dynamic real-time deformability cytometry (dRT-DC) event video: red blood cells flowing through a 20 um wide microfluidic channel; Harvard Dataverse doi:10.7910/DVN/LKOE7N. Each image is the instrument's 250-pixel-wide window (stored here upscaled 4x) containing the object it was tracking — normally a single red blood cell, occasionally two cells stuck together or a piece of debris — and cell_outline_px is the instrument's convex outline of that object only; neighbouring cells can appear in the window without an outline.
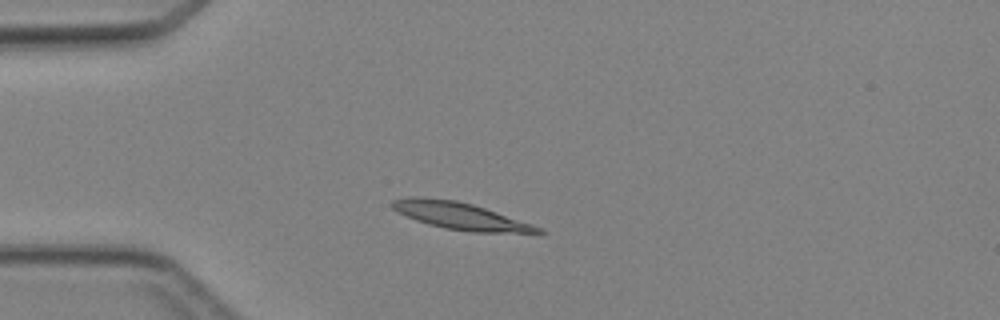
{"species": "Egyptian fruit bat (a non-hibernating species)", "species_latin": "Rousettus aegyptiacus", "temperature_condition": "cold", "stored_images_in_passage": 2, "camera_frame_rate_fps": 3000, "um_per_image_px": 0.085, "animal": {"sex": "female"}, "frame": {"image": 1, "passage_image": 1, "time_ms": 0.0, "image_size_px": [1000, 320], "cell_outline_px": [[548, 232], [472, 232], [444, 228], [428, 224], [416, 220], [396, 212], [388, 204], [392, 200], [408, 196], [416, 196], [456, 200], [472, 204], [532, 224]], "centroid_in_image_um": [39.0, 18.33], "position_along_channel_um": 46.0, "area_um2": 22.77}}